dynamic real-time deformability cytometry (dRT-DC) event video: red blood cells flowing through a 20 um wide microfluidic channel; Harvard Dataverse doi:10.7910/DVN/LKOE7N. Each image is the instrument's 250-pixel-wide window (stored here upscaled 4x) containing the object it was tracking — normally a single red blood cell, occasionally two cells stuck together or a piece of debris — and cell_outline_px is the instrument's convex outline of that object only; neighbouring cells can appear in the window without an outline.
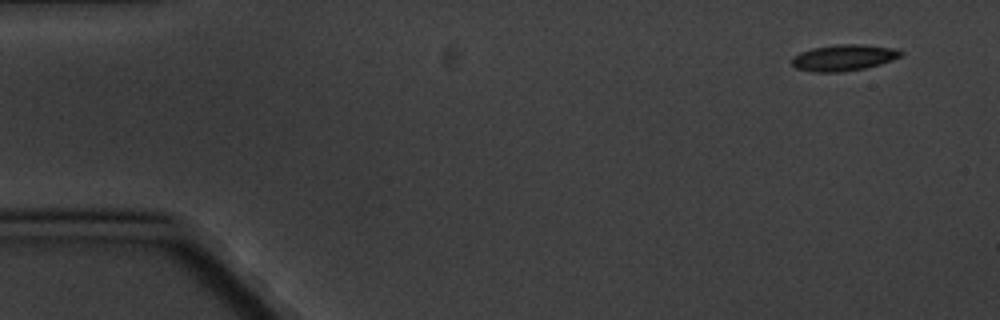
{"species": "common noctule bat (a hibernating species)", "species_latin": "Nyctalus noctula", "temperature_condition": "cold", "stored_images_in_passage": 4, "camera_frame_rate_fps": 3000, "um_per_image_px": 0.085, "animal": {"sex": "male", "body_mass_g": 20.1, "forearm_length_mm": 53.5}, "frame": {"image": 1, "passage_image": 1, "time_ms": 0.0, "image_size_px": [1000, 320], "cell_outline_px": [[904, 52], [900, 56], [892, 60], [880, 64], [864, 68], [840, 72], [812, 72], [796, 68], [792, 64], [792, 56], [800, 52], [812, 48], [836, 44], [864, 44], [896, 48]], "centroid_in_image_um": [71.71, 4.89], "position_along_channel_um": 13.3, "area_um2": 16.76}}
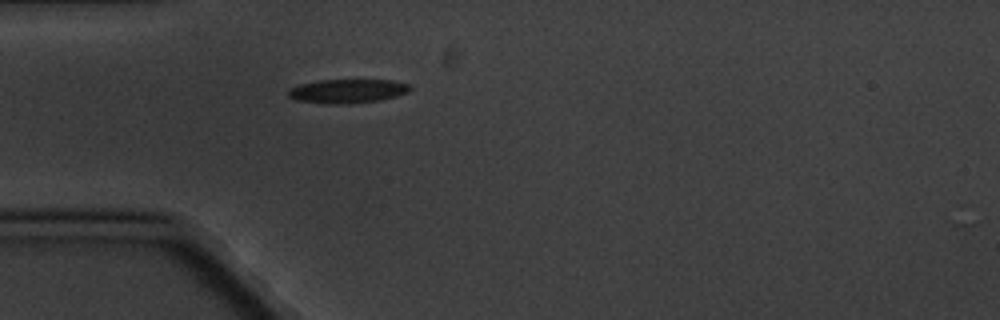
{"frame": {"image": 2, "passage_image": 4, "time_ms": 4.333, "image_size_px": [1000, 320], "cell_outline_px": [[412, 88], [408, 92], [396, 96], [380, 100], [348, 104], [324, 104], [296, 100], [288, 96], [288, 92], [292, 88], [300, 84], [316, 80], [396, 80], [412, 84]], "centroid_in_image_um": [29.58, 7.74], "position_along_channel_um": 55.4, "area_um2": 17.22}}